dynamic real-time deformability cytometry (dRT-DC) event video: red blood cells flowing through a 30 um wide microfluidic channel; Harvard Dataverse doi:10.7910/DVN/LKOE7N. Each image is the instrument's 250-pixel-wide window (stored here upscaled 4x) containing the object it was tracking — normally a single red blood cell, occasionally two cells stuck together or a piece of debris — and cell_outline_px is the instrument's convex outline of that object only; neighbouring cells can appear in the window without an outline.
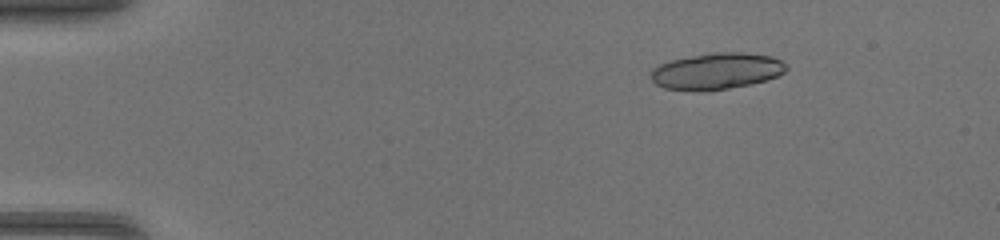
{"species": "common noctule bat (a hibernating species)", "species_latin": "Nyctalus noctula", "temperature_condition": "warm", "stored_images_in_passage": 11, "camera_frame_rate_fps": 3000, "um_per_image_px": 0.085, "animal": {"sex": "female", "body_mass_g": 17.0, "forearm_length_mm": 48.0}, "frame": {"image": 1, "passage_image": 7, "time_ms": 2.0, "image_size_px": [1000, 240], "cell_outline_px": [[788, 68], [784, 72], [776, 76], [764, 80], [748, 84], [708, 92], [704, 92], [664, 88], [656, 84], [652, 80], [652, 68], [668, 60], [712, 52], [740, 52], [772, 56], [788, 64]], "centroid_in_image_um": [60.89, 6.04], "position_along_channel_um": 24.1, "area_um2": 28.84}}